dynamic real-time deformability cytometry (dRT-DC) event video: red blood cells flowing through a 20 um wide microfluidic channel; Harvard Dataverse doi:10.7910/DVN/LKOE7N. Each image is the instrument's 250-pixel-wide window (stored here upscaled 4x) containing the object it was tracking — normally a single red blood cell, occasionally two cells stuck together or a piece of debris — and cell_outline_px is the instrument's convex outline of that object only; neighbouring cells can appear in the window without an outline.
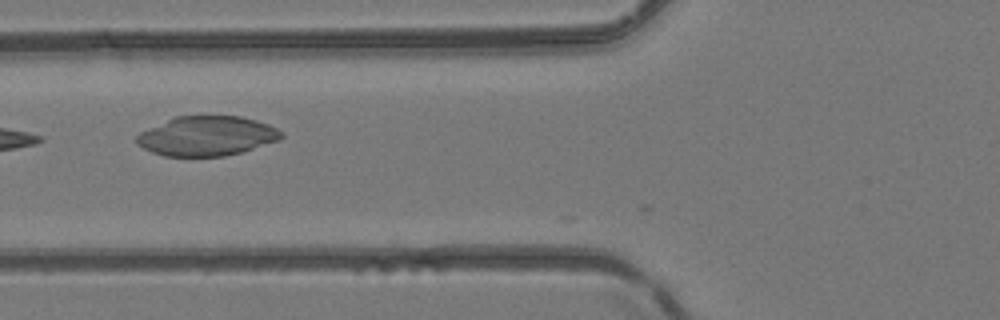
{"species": "common noctule bat (a hibernating species)", "species_latin": "Nyctalus noctula", "temperature_condition": "room temperature", "stored_images_in_passage": 25, "camera_frame_rate_fps": 3000, "um_per_image_px": 0.085, "animal": {"sex": "female", "body_mass_g": 24.6, "forearm_length_mm": 56.2}, "frame": {"image": 1, "passage_image": 4, "time_ms": 1.0, "image_size_px": [1000, 320], "cell_outline_px": [[284, 136], [280, 140], [240, 152], [224, 156], [164, 156], [152, 152], [136, 144], [136, 136], [140, 132], [176, 116], [240, 116], [256, 120], [268, 124], [284, 132]], "centroid_in_image_um": [17.6, 11.56], "position_along_channel_um": 108.2, "area_um2": 33.29}, "authors_computed_cell_mechanics": {"area_um2": 19.8832, "velocity_mm_per_s": 4.1856, "shape_relaxation_time_tau1_ms": null, "shape_relaxation_time_tau2_ms": 0.6566, "deformation_change_tau1": null, "deformation_change_tau2": 0.0973}}